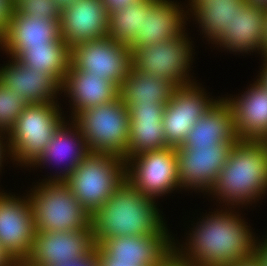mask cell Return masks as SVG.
<instances>
[{"mask_svg": "<svg viewBox=\"0 0 267 266\" xmlns=\"http://www.w3.org/2000/svg\"><path fill=\"white\" fill-rule=\"evenodd\" d=\"M266 191L267 147L263 140L239 139L209 192L224 202L243 205Z\"/></svg>", "mask_w": 267, "mask_h": 266, "instance_id": "3957f363", "label": "cell"}, {"mask_svg": "<svg viewBox=\"0 0 267 266\" xmlns=\"http://www.w3.org/2000/svg\"><path fill=\"white\" fill-rule=\"evenodd\" d=\"M50 266H99L97 246L88 255H85L81 258Z\"/></svg>", "mask_w": 267, "mask_h": 266, "instance_id": "1f68e13d", "label": "cell"}, {"mask_svg": "<svg viewBox=\"0 0 267 266\" xmlns=\"http://www.w3.org/2000/svg\"><path fill=\"white\" fill-rule=\"evenodd\" d=\"M153 197L143 195L127 180L91 214L90 224L96 246L119 236L157 234L165 225Z\"/></svg>", "mask_w": 267, "mask_h": 266, "instance_id": "7a4b0ae2", "label": "cell"}, {"mask_svg": "<svg viewBox=\"0 0 267 266\" xmlns=\"http://www.w3.org/2000/svg\"><path fill=\"white\" fill-rule=\"evenodd\" d=\"M246 4L245 0H200L191 6V12L194 10L202 31L214 43L230 28L236 11Z\"/></svg>", "mask_w": 267, "mask_h": 266, "instance_id": "83f0119b", "label": "cell"}, {"mask_svg": "<svg viewBox=\"0 0 267 266\" xmlns=\"http://www.w3.org/2000/svg\"><path fill=\"white\" fill-rule=\"evenodd\" d=\"M73 100L74 115L84 109L114 101L118 98V86L89 72L78 71L69 64L61 85Z\"/></svg>", "mask_w": 267, "mask_h": 266, "instance_id": "603a6c76", "label": "cell"}, {"mask_svg": "<svg viewBox=\"0 0 267 266\" xmlns=\"http://www.w3.org/2000/svg\"><path fill=\"white\" fill-rule=\"evenodd\" d=\"M67 123H63L55 132L54 137L50 140L49 145L44 149L43 154L39 159L33 164L34 167L39 164L53 162H65L69 161L62 174L55 175L48 179V181H64L70 173L85 159L90 151L88 145L81 135L78 127L75 124H72L73 130L69 127L67 128ZM75 128V129H74ZM75 131V132H74ZM76 135V136H75ZM65 160V161H63ZM59 162V163H60Z\"/></svg>", "mask_w": 267, "mask_h": 266, "instance_id": "d4e9b609", "label": "cell"}, {"mask_svg": "<svg viewBox=\"0 0 267 266\" xmlns=\"http://www.w3.org/2000/svg\"><path fill=\"white\" fill-rule=\"evenodd\" d=\"M11 266H31L27 261H14V263Z\"/></svg>", "mask_w": 267, "mask_h": 266, "instance_id": "ee69618b", "label": "cell"}, {"mask_svg": "<svg viewBox=\"0 0 267 266\" xmlns=\"http://www.w3.org/2000/svg\"><path fill=\"white\" fill-rule=\"evenodd\" d=\"M265 64L263 63V70L260 72V78L257 79L261 85H263L267 89V57L264 59Z\"/></svg>", "mask_w": 267, "mask_h": 266, "instance_id": "ab89813d", "label": "cell"}, {"mask_svg": "<svg viewBox=\"0 0 267 266\" xmlns=\"http://www.w3.org/2000/svg\"><path fill=\"white\" fill-rule=\"evenodd\" d=\"M14 59L23 66L53 76L62 85L70 64V48L60 38L53 45L29 46Z\"/></svg>", "mask_w": 267, "mask_h": 266, "instance_id": "4316f807", "label": "cell"}, {"mask_svg": "<svg viewBox=\"0 0 267 266\" xmlns=\"http://www.w3.org/2000/svg\"><path fill=\"white\" fill-rule=\"evenodd\" d=\"M2 134H4V133H2L1 131H0V135H2ZM2 136H0V167H2L1 166V164H2V159H3V157H5V156H2V155H5L4 154V152H6V150L7 149H5L4 147V145H2V143H3V141L1 140V139H3V137L1 138ZM5 149V150H4Z\"/></svg>", "mask_w": 267, "mask_h": 266, "instance_id": "7bdbcfd3", "label": "cell"}, {"mask_svg": "<svg viewBox=\"0 0 267 266\" xmlns=\"http://www.w3.org/2000/svg\"><path fill=\"white\" fill-rule=\"evenodd\" d=\"M0 69V83L18 93L27 104L55 103L54 98L61 91V84L47 75L23 66L14 58Z\"/></svg>", "mask_w": 267, "mask_h": 266, "instance_id": "ffe728a7", "label": "cell"}, {"mask_svg": "<svg viewBox=\"0 0 267 266\" xmlns=\"http://www.w3.org/2000/svg\"><path fill=\"white\" fill-rule=\"evenodd\" d=\"M220 211L206 216L192 230L186 251L173 242V260L177 264L225 266L254 256L257 240L246 222L233 212Z\"/></svg>", "mask_w": 267, "mask_h": 266, "instance_id": "6da1fadb", "label": "cell"}, {"mask_svg": "<svg viewBox=\"0 0 267 266\" xmlns=\"http://www.w3.org/2000/svg\"><path fill=\"white\" fill-rule=\"evenodd\" d=\"M28 197L36 232L77 231L90 225L91 214L64 181H42Z\"/></svg>", "mask_w": 267, "mask_h": 266, "instance_id": "52a82bcc", "label": "cell"}, {"mask_svg": "<svg viewBox=\"0 0 267 266\" xmlns=\"http://www.w3.org/2000/svg\"><path fill=\"white\" fill-rule=\"evenodd\" d=\"M97 255L99 266H143L139 261H117L115 258H109L98 246Z\"/></svg>", "mask_w": 267, "mask_h": 266, "instance_id": "d6a6232c", "label": "cell"}, {"mask_svg": "<svg viewBox=\"0 0 267 266\" xmlns=\"http://www.w3.org/2000/svg\"><path fill=\"white\" fill-rule=\"evenodd\" d=\"M13 9V0H0V37L3 35Z\"/></svg>", "mask_w": 267, "mask_h": 266, "instance_id": "836d02e7", "label": "cell"}, {"mask_svg": "<svg viewBox=\"0 0 267 266\" xmlns=\"http://www.w3.org/2000/svg\"><path fill=\"white\" fill-rule=\"evenodd\" d=\"M166 266H183V265L177 264V263L172 259Z\"/></svg>", "mask_w": 267, "mask_h": 266, "instance_id": "f6af8a7d", "label": "cell"}, {"mask_svg": "<svg viewBox=\"0 0 267 266\" xmlns=\"http://www.w3.org/2000/svg\"><path fill=\"white\" fill-rule=\"evenodd\" d=\"M254 257L261 266H267V239L264 242H257Z\"/></svg>", "mask_w": 267, "mask_h": 266, "instance_id": "d590c367", "label": "cell"}, {"mask_svg": "<svg viewBox=\"0 0 267 266\" xmlns=\"http://www.w3.org/2000/svg\"><path fill=\"white\" fill-rule=\"evenodd\" d=\"M266 8L246 4L236 11L230 28L215 42L229 51H261Z\"/></svg>", "mask_w": 267, "mask_h": 266, "instance_id": "cb8c5ba5", "label": "cell"}, {"mask_svg": "<svg viewBox=\"0 0 267 266\" xmlns=\"http://www.w3.org/2000/svg\"><path fill=\"white\" fill-rule=\"evenodd\" d=\"M126 106L130 118L126 160L143 152L168 147L162 122L166 105Z\"/></svg>", "mask_w": 267, "mask_h": 266, "instance_id": "ac0fdd59", "label": "cell"}, {"mask_svg": "<svg viewBox=\"0 0 267 266\" xmlns=\"http://www.w3.org/2000/svg\"><path fill=\"white\" fill-rule=\"evenodd\" d=\"M60 38V20L21 15L12 9L7 27L0 37V46L11 58H15L29 46L53 45Z\"/></svg>", "mask_w": 267, "mask_h": 266, "instance_id": "e0dca14e", "label": "cell"}, {"mask_svg": "<svg viewBox=\"0 0 267 266\" xmlns=\"http://www.w3.org/2000/svg\"><path fill=\"white\" fill-rule=\"evenodd\" d=\"M265 146L267 147V137L263 140Z\"/></svg>", "mask_w": 267, "mask_h": 266, "instance_id": "7dc6e473", "label": "cell"}, {"mask_svg": "<svg viewBox=\"0 0 267 266\" xmlns=\"http://www.w3.org/2000/svg\"><path fill=\"white\" fill-rule=\"evenodd\" d=\"M13 9L21 15L60 20L61 10L55 0H13Z\"/></svg>", "mask_w": 267, "mask_h": 266, "instance_id": "4dcf8cb0", "label": "cell"}, {"mask_svg": "<svg viewBox=\"0 0 267 266\" xmlns=\"http://www.w3.org/2000/svg\"><path fill=\"white\" fill-rule=\"evenodd\" d=\"M95 247L91 224L77 231H37L25 261L31 266H50L81 258Z\"/></svg>", "mask_w": 267, "mask_h": 266, "instance_id": "5bb4252c", "label": "cell"}, {"mask_svg": "<svg viewBox=\"0 0 267 266\" xmlns=\"http://www.w3.org/2000/svg\"><path fill=\"white\" fill-rule=\"evenodd\" d=\"M261 52L262 55H264V58L267 57V8H266V18L264 21V37L262 40Z\"/></svg>", "mask_w": 267, "mask_h": 266, "instance_id": "f35d334b", "label": "cell"}, {"mask_svg": "<svg viewBox=\"0 0 267 266\" xmlns=\"http://www.w3.org/2000/svg\"><path fill=\"white\" fill-rule=\"evenodd\" d=\"M58 106V107H57ZM57 103L27 104L8 135L7 151L21 164H33L65 122Z\"/></svg>", "mask_w": 267, "mask_h": 266, "instance_id": "5b68a950", "label": "cell"}, {"mask_svg": "<svg viewBox=\"0 0 267 266\" xmlns=\"http://www.w3.org/2000/svg\"><path fill=\"white\" fill-rule=\"evenodd\" d=\"M196 83L177 87L171 94L163 115L168 147H180L193 125L218 101L210 100Z\"/></svg>", "mask_w": 267, "mask_h": 266, "instance_id": "8fae6325", "label": "cell"}, {"mask_svg": "<svg viewBox=\"0 0 267 266\" xmlns=\"http://www.w3.org/2000/svg\"><path fill=\"white\" fill-rule=\"evenodd\" d=\"M70 64L78 71L95 74L119 86L133 67L132 50L106 36L73 46Z\"/></svg>", "mask_w": 267, "mask_h": 266, "instance_id": "9c48e42d", "label": "cell"}, {"mask_svg": "<svg viewBox=\"0 0 267 266\" xmlns=\"http://www.w3.org/2000/svg\"><path fill=\"white\" fill-rule=\"evenodd\" d=\"M191 3H189L190 6H195L200 0H190Z\"/></svg>", "mask_w": 267, "mask_h": 266, "instance_id": "bcb514c9", "label": "cell"}, {"mask_svg": "<svg viewBox=\"0 0 267 266\" xmlns=\"http://www.w3.org/2000/svg\"><path fill=\"white\" fill-rule=\"evenodd\" d=\"M27 103L14 91L0 83V131L5 134L14 126Z\"/></svg>", "mask_w": 267, "mask_h": 266, "instance_id": "f546056e", "label": "cell"}, {"mask_svg": "<svg viewBox=\"0 0 267 266\" xmlns=\"http://www.w3.org/2000/svg\"><path fill=\"white\" fill-rule=\"evenodd\" d=\"M236 142L223 141L216 145L177 148L179 186L210 191Z\"/></svg>", "mask_w": 267, "mask_h": 266, "instance_id": "7c38bea8", "label": "cell"}, {"mask_svg": "<svg viewBox=\"0 0 267 266\" xmlns=\"http://www.w3.org/2000/svg\"><path fill=\"white\" fill-rule=\"evenodd\" d=\"M164 226L157 234L119 236L98 246L117 261H139L143 266H166L173 259V241Z\"/></svg>", "mask_w": 267, "mask_h": 266, "instance_id": "9a60e30c", "label": "cell"}, {"mask_svg": "<svg viewBox=\"0 0 267 266\" xmlns=\"http://www.w3.org/2000/svg\"><path fill=\"white\" fill-rule=\"evenodd\" d=\"M77 0H55L57 7L62 10L68 6H70L71 4H73L74 2H76Z\"/></svg>", "mask_w": 267, "mask_h": 266, "instance_id": "60d3db41", "label": "cell"}, {"mask_svg": "<svg viewBox=\"0 0 267 266\" xmlns=\"http://www.w3.org/2000/svg\"><path fill=\"white\" fill-rule=\"evenodd\" d=\"M35 233L29 197L0 192V245L14 261L26 260L31 254Z\"/></svg>", "mask_w": 267, "mask_h": 266, "instance_id": "4fadbf2b", "label": "cell"}, {"mask_svg": "<svg viewBox=\"0 0 267 266\" xmlns=\"http://www.w3.org/2000/svg\"><path fill=\"white\" fill-rule=\"evenodd\" d=\"M108 19L101 0H77L61 10V38L71 49L76 44L106 37Z\"/></svg>", "mask_w": 267, "mask_h": 266, "instance_id": "2e32d148", "label": "cell"}, {"mask_svg": "<svg viewBox=\"0 0 267 266\" xmlns=\"http://www.w3.org/2000/svg\"><path fill=\"white\" fill-rule=\"evenodd\" d=\"M175 88L166 79H158L132 68L118 86V98L125 105H167Z\"/></svg>", "mask_w": 267, "mask_h": 266, "instance_id": "484cf974", "label": "cell"}, {"mask_svg": "<svg viewBox=\"0 0 267 266\" xmlns=\"http://www.w3.org/2000/svg\"><path fill=\"white\" fill-rule=\"evenodd\" d=\"M125 180L124 158L109 153H90L64 182L78 202L92 214Z\"/></svg>", "mask_w": 267, "mask_h": 266, "instance_id": "277c9868", "label": "cell"}, {"mask_svg": "<svg viewBox=\"0 0 267 266\" xmlns=\"http://www.w3.org/2000/svg\"><path fill=\"white\" fill-rule=\"evenodd\" d=\"M13 263L14 260L0 245V266H11Z\"/></svg>", "mask_w": 267, "mask_h": 266, "instance_id": "8d00e7d4", "label": "cell"}, {"mask_svg": "<svg viewBox=\"0 0 267 266\" xmlns=\"http://www.w3.org/2000/svg\"><path fill=\"white\" fill-rule=\"evenodd\" d=\"M248 4L253 6H260L267 8V0H245Z\"/></svg>", "mask_w": 267, "mask_h": 266, "instance_id": "b9f144b4", "label": "cell"}, {"mask_svg": "<svg viewBox=\"0 0 267 266\" xmlns=\"http://www.w3.org/2000/svg\"><path fill=\"white\" fill-rule=\"evenodd\" d=\"M137 1L139 0H101L104 8L108 11V14L122 9L123 7H127Z\"/></svg>", "mask_w": 267, "mask_h": 266, "instance_id": "e575fe53", "label": "cell"}, {"mask_svg": "<svg viewBox=\"0 0 267 266\" xmlns=\"http://www.w3.org/2000/svg\"><path fill=\"white\" fill-rule=\"evenodd\" d=\"M185 15L174 1L155 0L143 13L142 30L128 45L129 48L162 43L180 35L186 24Z\"/></svg>", "mask_w": 267, "mask_h": 266, "instance_id": "d6986e66", "label": "cell"}, {"mask_svg": "<svg viewBox=\"0 0 267 266\" xmlns=\"http://www.w3.org/2000/svg\"><path fill=\"white\" fill-rule=\"evenodd\" d=\"M225 266H261V265L258 263V261L253 256L247 260L237 261L235 263L228 264Z\"/></svg>", "mask_w": 267, "mask_h": 266, "instance_id": "74e56055", "label": "cell"}, {"mask_svg": "<svg viewBox=\"0 0 267 266\" xmlns=\"http://www.w3.org/2000/svg\"><path fill=\"white\" fill-rule=\"evenodd\" d=\"M90 153H109L126 161L130 118L119 98L73 115Z\"/></svg>", "mask_w": 267, "mask_h": 266, "instance_id": "8992f818", "label": "cell"}, {"mask_svg": "<svg viewBox=\"0 0 267 266\" xmlns=\"http://www.w3.org/2000/svg\"><path fill=\"white\" fill-rule=\"evenodd\" d=\"M184 31L162 43L132 49V65L136 71L166 79L176 88L194 84L188 77L191 60V45ZM188 77V78H187Z\"/></svg>", "mask_w": 267, "mask_h": 266, "instance_id": "ba28073f", "label": "cell"}, {"mask_svg": "<svg viewBox=\"0 0 267 266\" xmlns=\"http://www.w3.org/2000/svg\"><path fill=\"white\" fill-rule=\"evenodd\" d=\"M176 153L177 148L165 147L128 158L126 180L143 195L153 198L180 188Z\"/></svg>", "mask_w": 267, "mask_h": 266, "instance_id": "30bf717a", "label": "cell"}, {"mask_svg": "<svg viewBox=\"0 0 267 266\" xmlns=\"http://www.w3.org/2000/svg\"><path fill=\"white\" fill-rule=\"evenodd\" d=\"M233 110L224 99L218 101L193 125L189 135L178 148L216 145L223 141H238Z\"/></svg>", "mask_w": 267, "mask_h": 266, "instance_id": "7402d4cb", "label": "cell"}, {"mask_svg": "<svg viewBox=\"0 0 267 266\" xmlns=\"http://www.w3.org/2000/svg\"><path fill=\"white\" fill-rule=\"evenodd\" d=\"M155 0H139L109 13L107 37L129 45L142 30L143 13Z\"/></svg>", "mask_w": 267, "mask_h": 266, "instance_id": "f1b7e54d", "label": "cell"}, {"mask_svg": "<svg viewBox=\"0 0 267 266\" xmlns=\"http://www.w3.org/2000/svg\"><path fill=\"white\" fill-rule=\"evenodd\" d=\"M225 100L233 110L236 133L241 140L267 137V89L258 80L241 97Z\"/></svg>", "mask_w": 267, "mask_h": 266, "instance_id": "44dd1931", "label": "cell"}]
</instances>
